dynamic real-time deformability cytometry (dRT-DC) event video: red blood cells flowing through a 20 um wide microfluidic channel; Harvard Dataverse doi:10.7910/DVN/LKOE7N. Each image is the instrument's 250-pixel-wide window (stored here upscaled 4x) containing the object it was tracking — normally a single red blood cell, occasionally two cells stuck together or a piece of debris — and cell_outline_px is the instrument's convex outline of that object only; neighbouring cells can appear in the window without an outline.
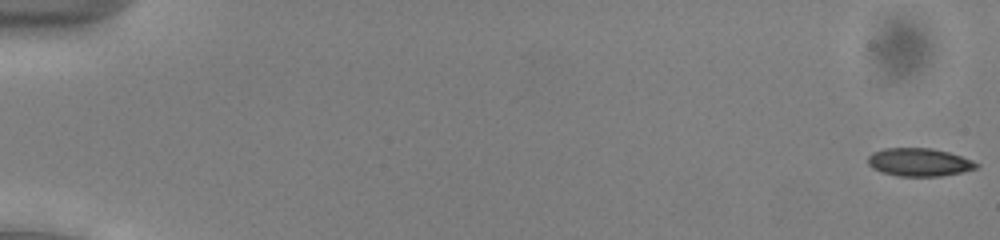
{"species": "common noctule bat (a hibernating species)", "species_latin": "Nyctalus noctula", "temperature_condition": "cold", "stored_images_in_passage": 55, "segment_of_instrument_passage": [1, 2], "camera_frame_rate_fps": 3000, "um_per_image_px": 0.085, "animal": {"sex": "male", "body_mass_g": 13.0, "forearm_length_mm": 53.1}, "frame": {"image": 1, "passage_image": 1, "time_ms": 0.0, "image_size_px": [1000, 240], "cell_outline_px": [[980, 164], [976, 168], [960, 172], [940, 176], [900, 176], [884, 172], [872, 168], [868, 164], [868, 156], [872, 152], [884, 148], [932, 148], [948, 152], [972, 160]], "centroid_in_image_um": [78.11, 13.78], "position_along_channel_um": 6.9, "area_um2": 17.57}}
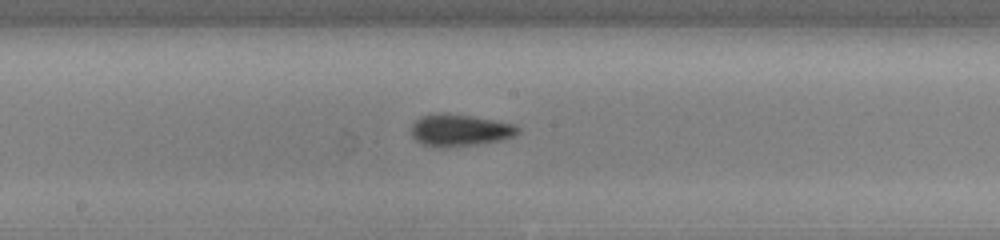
{"frame": {"image": 2, "passage_image": 30, "time_ms": 9.667, "image_size_px": [1000, 240], "cell_outline_px": [[520, 132], [504, 140], [480, 144], [448, 148], [432, 148], [420, 144], [412, 136], [412, 124], [420, 116], [472, 116], [496, 120], [516, 124], [520, 128]], "centroid_in_image_um": [39.13, 11.14], "position_along_channel_um": 209.1, "area_um2": 19.71}}
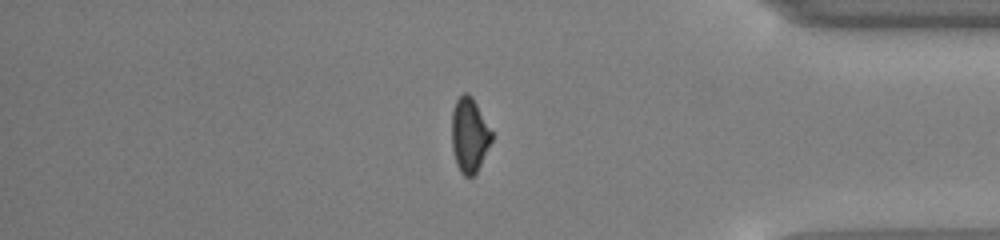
{"frame": {"image": 3, "passage_image": 46, "time_ms": 15.0, "image_size_px": [1000, 240], "cell_outline_px": [[492, 140], [476, 172], [472, 176], [464, 176], [460, 172], [456, 164], [452, 148], [452, 112], [456, 100], [464, 92], [468, 92], [472, 96], [492, 132]], "centroid_in_image_um": [39.88, 11.47], "position_along_channel_um": 395.3, "area_um2": 17.17}}